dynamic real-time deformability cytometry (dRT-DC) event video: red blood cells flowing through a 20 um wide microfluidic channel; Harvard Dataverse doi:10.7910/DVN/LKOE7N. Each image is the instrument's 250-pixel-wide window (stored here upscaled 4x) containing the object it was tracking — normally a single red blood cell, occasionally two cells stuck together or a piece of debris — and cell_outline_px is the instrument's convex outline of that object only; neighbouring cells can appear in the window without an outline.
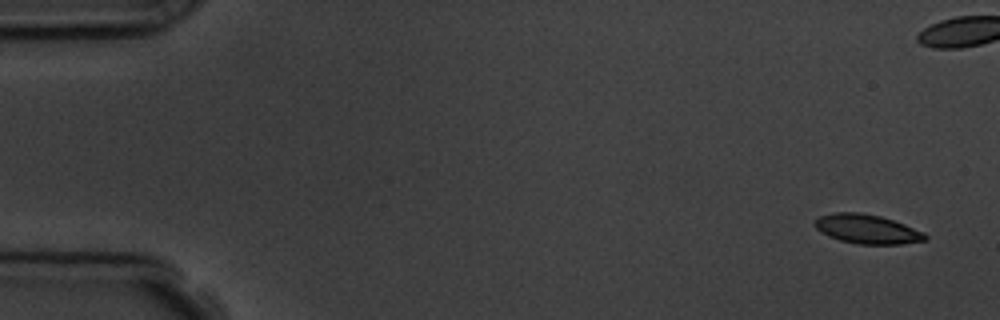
{"species": "common noctule bat (a hibernating species)", "species_latin": "Nyctalus noctula", "temperature_condition": "room temperature", "stored_images_in_passage": 6, "camera_frame_rate_fps": 3000, "um_per_image_px": 0.085, "animal": {"sex": "male", "body_mass_g": 19.5, "forearm_length_mm": 54.6}, "frame": {"image": 1, "passage_image": 1, "time_ms": 0.0, "image_size_px": [1000, 320], "cell_outline_px": [[928, 240], [900, 244], [860, 244], [840, 240], [828, 236], [820, 232], [812, 224], [820, 216], [836, 212], [860, 212], [880, 216], [904, 224], [924, 232], [928, 236]], "centroid_in_image_um": [73.7, 19.47], "position_along_channel_um": 11.3, "area_um2": 18.79}}
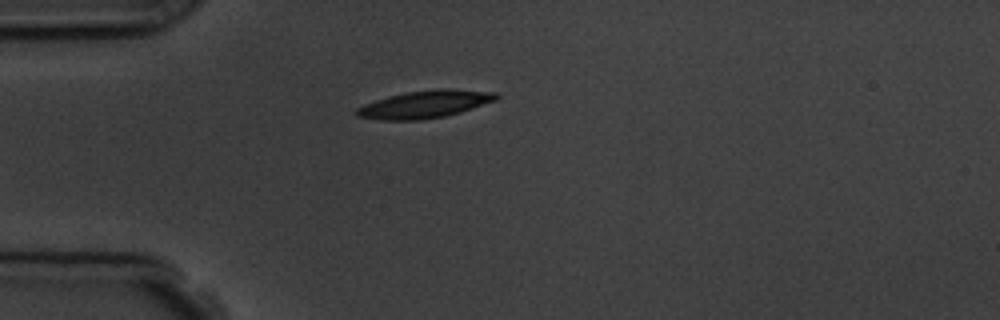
{"frame": {"image": 2, "passage_image": 6, "time_ms": 5.667, "image_size_px": [1000, 320], "cell_outline_px": [[500, 96], [496, 100], [460, 112], [444, 116], [420, 120], [380, 120], [356, 116], [356, 108], [364, 104], [388, 96], [408, 92], [436, 88], [448, 88], [496, 92]], "centroid_in_image_um": [36.12, 8.85], "position_along_channel_um": 48.9, "area_um2": 22.37}}